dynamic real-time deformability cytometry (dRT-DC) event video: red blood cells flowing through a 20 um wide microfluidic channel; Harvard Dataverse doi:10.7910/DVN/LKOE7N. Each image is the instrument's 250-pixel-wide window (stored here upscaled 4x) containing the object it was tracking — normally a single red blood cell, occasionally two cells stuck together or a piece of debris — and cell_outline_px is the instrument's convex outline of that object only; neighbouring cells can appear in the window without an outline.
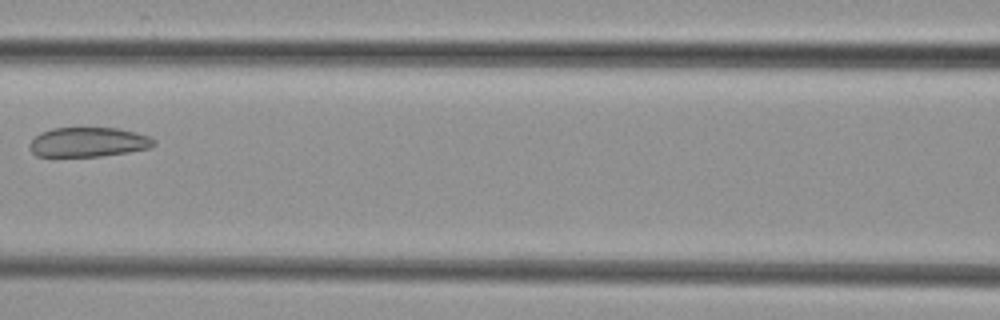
{"species": "common noctule bat (a hibernating species)", "species_latin": "Nyctalus noctula", "temperature_condition": "cold", "stored_images_in_passage": 4, "camera_frame_rate_fps": 3000, "um_per_image_px": 0.085, "animal": {"sex": "female", "body_mass_g": 29.2, "forearm_length_mm": 56.3}, "frame": {"image": 1, "passage_image": 3, "time_ms": 2.667, "image_size_px": [1000, 320], "cell_outline_px": [[156, 144], [148, 148], [128, 152], [100, 156], [36, 156], [28, 148], [32, 140], [40, 132], [52, 128], [120, 128], [136, 132], [148, 136], [156, 140]], "centroid_in_image_um": [7.51, 12.07], "position_along_channel_um": 159.1, "area_um2": 21.39}}
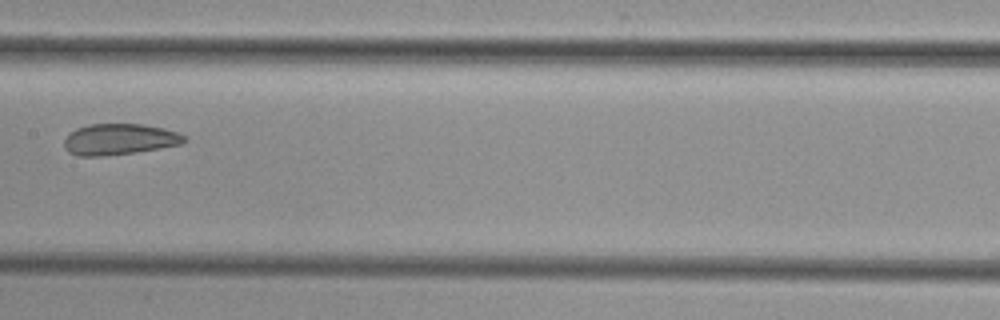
{"frame": {"image": 2, "passage_image": 4, "time_ms": 3.667, "image_size_px": [1000, 320], "cell_outline_px": [[184, 144], [160, 148], [132, 152], [100, 156], [76, 156], [68, 152], [64, 148], [64, 140], [76, 128], [88, 124], [144, 124], [164, 128], [176, 132], [184, 136]], "centroid_in_image_um": [10.12, 11.84], "position_along_channel_um": 197.3, "area_um2": 21.62}}